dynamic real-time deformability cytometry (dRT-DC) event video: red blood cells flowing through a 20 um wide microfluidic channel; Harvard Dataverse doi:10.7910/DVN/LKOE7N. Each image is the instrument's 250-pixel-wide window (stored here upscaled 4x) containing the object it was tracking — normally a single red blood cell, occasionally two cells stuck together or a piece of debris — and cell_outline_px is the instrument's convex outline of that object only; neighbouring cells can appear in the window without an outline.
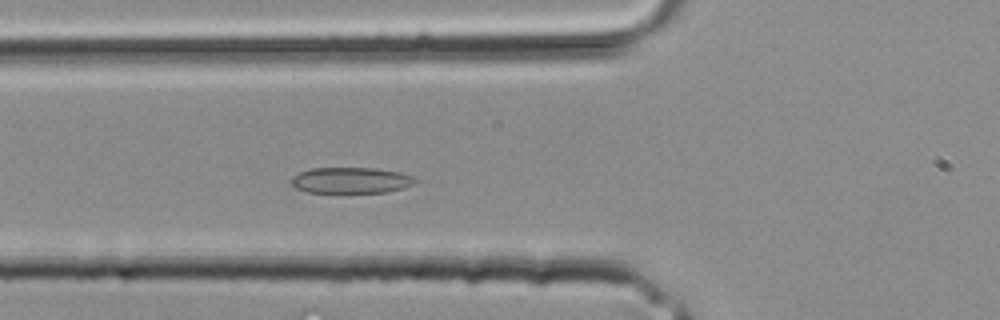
{"species": "common noctule bat (a hibernating species)", "species_latin": "Nyctalus noctula", "temperature_condition": "room temperature", "stored_images_in_passage": 27, "camera_frame_rate_fps": 3000, "um_per_image_px": 0.085, "animal": {"sex": "male", "body_mass_g": 20.4}, "frame": {"image": 1, "passage_image": 6, "time_ms": 1.667, "image_size_px": [1000, 320], "cell_outline_px": [[420, 180], [404, 188], [388, 192], [340, 196], [308, 192], [296, 188], [292, 184], [292, 176], [300, 172], [312, 168], [376, 168], [400, 172], [416, 176]], "centroid_in_image_um": [29.87, 15.38], "position_along_channel_um": 95.9, "area_um2": 20.0}}
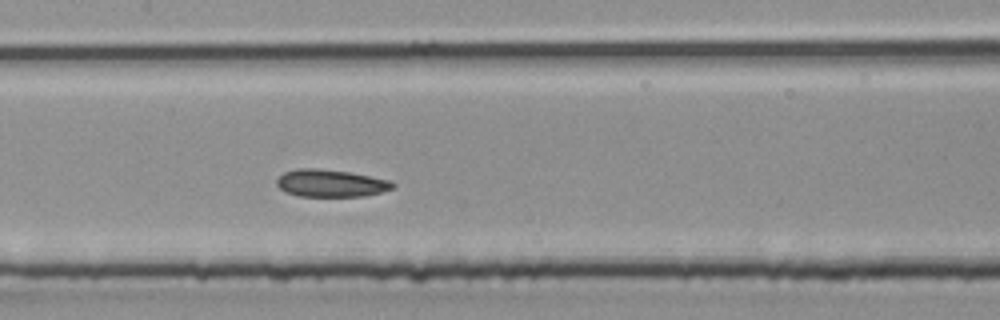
{"frame": {"image": 2, "passage_image": 10, "time_ms": 3.0, "image_size_px": [1000, 320], "cell_outline_px": [[396, 184], [392, 188], [380, 192], [364, 196], [300, 196], [284, 192], [276, 184], [276, 180], [284, 172], [296, 168], [316, 168], [348, 172], [392, 180]], "centroid_in_image_um": [28.1, 15.57], "position_along_channel_um": 179.3, "area_um2": 18.5}}
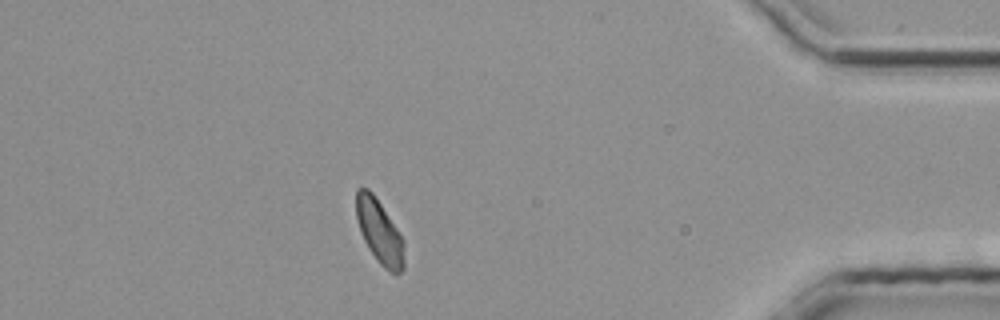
{"frame": {"image": 3, "passage_image": 23, "time_ms": 7.333, "image_size_px": [1000, 320], "cell_outline_px": [[404, 268], [396, 276], [388, 272], [376, 260], [368, 248], [360, 232], [356, 216], [356, 188], [368, 188], [372, 192], [404, 240]], "centroid_in_image_um": [32.25, 19.74], "position_along_channel_um": 402.9, "area_um2": 17.92}}